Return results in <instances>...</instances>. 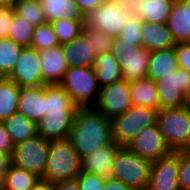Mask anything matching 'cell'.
<instances>
[{
  "instance_id": "cell-1",
  "label": "cell",
  "mask_w": 190,
  "mask_h": 190,
  "mask_svg": "<svg viewBox=\"0 0 190 190\" xmlns=\"http://www.w3.org/2000/svg\"><path fill=\"white\" fill-rule=\"evenodd\" d=\"M81 158L112 142V123L93 107L78 108L68 136Z\"/></svg>"
},
{
  "instance_id": "cell-2",
  "label": "cell",
  "mask_w": 190,
  "mask_h": 190,
  "mask_svg": "<svg viewBox=\"0 0 190 190\" xmlns=\"http://www.w3.org/2000/svg\"><path fill=\"white\" fill-rule=\"evenodd\" d=\"M81 172V157L66 139L50 140L43 179L50 182L74 179Z\"/></svg>"
},
{
  "instance_id": "cell-3",
  "label": "cell",
  "mask_w": 190,
  "mask_h": 190,
  "mask_svg": "<svg viewBox=\"0 0 190 190\" xmlns=\"http://www.w3.org/2000/svg\"><path fill=\"white\" fill-rule=\"evenodd\" d=\"M59 85L78 108L93 107L101 89L94 67H69Z\"/></svg>"
},
{
  "instance_id": "cell-4",
  "label": "cell",
  "mask_w": 190,
  "mask_h": 190,
  "mask_svg": "<svg viewBox=\"0 0 190 190\" xmlns=\"http://www.w3.org/2000/svg\"><path fill=\"white\" fill-rule=\"evenodd\" d=\"M152 162L121 146L113 162V176L133 190H146Z\"/></svg>"
},
{
  "instance_id": "cell-5",
  "label": "cell",
  "mask_w": 190,
  "mask_h": 190,
  "mask_svg": "<svg viewBox=\"0 0 190 190\" xmlns=\"http://www.w3.org/2000/svg\"><path fill=\"white\" fill-rule=\"evenodd\" d=\"M157 110L145 106H132L124 114L114 117L112 123V141L127 146L136 133L144 127L156 123Z\"/></svg>"
},
{
  "instance_id": "cell-6",
  "label": "cell",
  "mask_w": 190,
  "mask_h": 190,
  "mask_svg": "<svg viewBox=\"0 0 190 190\" xmlns=\"http://www.w3.org/2000/svg\"><path fill=\"white\" fill-rule=\"evenodd\" d=\"M156 123L172 151L180 150L186 144L190 134V111L187 105L159 109Z\"/></svg>"
},
{
  "instance_id": "cell-7",
  "label": "cell",
  "mask_w": 190,
  "mask_h": 190,
  "mask_svg": "<svg viewBox=\"0 0 190 190\" xmlns=\"http://www.w3.org/2000/svg\"><path fill=\"white\" fill-rule=\"evenodd\" d=\"M50 140L41 135L14 145L11 155L12 164L42 178L47 167Z\"/></svg>"
},
{
  "instance_id": "cell-8",
  "label": "cell",
  "mask_w": 190,
  "mask_h": 190,
  "mask_svg": "<svg viewBox=\"0 0 190 190\" xmlns=\"http://www.w3.org/2000/svg\"><path fill=\"white\" fill-rule=\"evenodd\" d=\"M111 52L119 59L124 80L132 82L147 78L151 52L142 46L115 40L112 43Z\"/></svg>"
},
{
  "instance_id": "cell-9",
  "label": "cell",
  "mask_w": 190,
  "mask_h": 190,
  "mask_svg": "<svg viewBox=\"0 0 190 190\" xmlns=\"http://www.w3.org/2000/svg\"><path fill=\"white\" fill-rule=\"evenodd\" d=\"M132 106L130 82L121 79L101 87L98 100L93 108L112 120L124 114Z\"/></svg>"
},
{
  "instance_id": "cell-10",
  "label": "cell",
  "mask_w": 190,
  "mask_h": 190,
  "mask_svg": "<svg viewBox=\"0 0 190 190\" xmlns=\"http://www.w3.org/2000/svg\"><path fill=\"white\" fill-rule=\"evenodd\" d=\"M159 109L179 108L186 105L185 95L190 88V71L177 68L171 75L155 81Z\"/></svg>"
},
{
  "instance_id": "cell-11",
  "label": "cell",
  "mask_w": 190,
  "mask_h": 190,
  "mask_svg": "<svg viewBox=\"0 0 190 190\" xmlns=\"http://www.w3.org/2000/svg\"><path fill=\"white\" fill-rule=\"evenodd\" d=\"M126 147L151 162L172 152L157 123L141 129Z\"/></svg>"
},
{
  "instance_id": "cell-12",
  "label": "cell",
  "mask_w": 190,
  "mask_h": 190,
  "mask_svg": "<svg viewBox=\"0 0 190 190\" xmlns=\"http://www.w3.org/2000/svg\"><path fill=\"white\" fill-rule=\"evenodd\" d=\"M127 17L112 0H105L84 16V26L104 31L116 38L122 31Z\"/></svg>"
},
{
  "instance_id": "cell-13",
  "label": "cell",
  "mask_w": 190,
  "mask_h": 190,
  "mask_svg": "<svg viewBox=\"0 0 190 190\" xmlns=\"http://www.w3.org/2000/svg\"><path fill=\"white\" fill-rule=\"evenodd\" d=\"M7 78L19 87L47 85L42 76L39 51L32 47H23L13 71Z\"/></svg>"
},
{
  "instance_id": "cell-14",
  "label": "cell",
  "mask_w": 190,
  "mask_h": 190,
  "mask_svg": "<svg viewBox=\"0 0 190 190\" xmlns=\"http://www.w3.org/2000/svg\"><path fill=\"white\" fill-rule=\"evenodd\" d=\"M178 170L179 150L153 161L146 190H180Z\"/></svg>"
},
{
  "instance_id": "cell-15",
  "label": "cell",
  "mask_w": 190,
  "mask_h": 190,
  "mask_svg": "<svg viewBox=\"0 0 190 190\" xmlns=\"http://www.w3.org/2000/svg\"><path fill=\"white\" fill-rule=\"evenodd\" d=\"M121 146L115 141L81 158V171L112 178L113 162Z\"/></svg>"
},
{
  "instance_id": "cell-16",
  "label": "cell",
  "mask_w": 190,
  "mask_h": 190,
  "mask_svg": "<svg viewBox=\"0 0 190 190\" xmlns=\"http://www.w3.org/2000/svg\"><path fill=\"white\" fill-rule=\"evenodd\" d=\"M76 111L49 112L37 122L38 135L48 140L68 138Z\"/></svg>"
},
{
  "instance_id": "cell-17",
  "label": "cell",
  "mask_w": 190,
  "mask_h": 190,
  "mask_svg": "<svg viewBox=\"0 0 190 190\" xmlns=\"http://www.w3.org/2000/svg\"><path fill=\"white\" fill-rule=\"evenodd\" d=\"M17 112L36 123L46 116V85L20 87Z\"/></svg>"
},
{
  "instance_id": "cell-18",
  "label": "cell",
  "mask_w": 190,
  "mask_h": 190,
  "mask_svg": "<svg viewBox=\"0 0 190 190\" xmlns=\"http://www.w3.org/2000/svg\"><path fill=\"white\" fill-rule=\"evenodd\" d=\"M63 54L69 67H94L95 49L88 36L82 32L72 41L62 45Z\"/></svg>"
},
{
  "instance_id": "cell-19",
  "label": "cell",
  "mask_w": 190,
  "mask_h": 190,
  "mask_svg": "<svg viewBox=\"0 0 190 190\" xmlns=\"http://www.w3.org/2000/svg\"><path fill=\"white\" fill-rule=\"evenodd\" d=\"M41 71L47 85L59 84L69 68L63 54L62 45L39 51Z\"/></svg>"
},
{
  "instance_id": "cell-20",
  "label": "cell",
  "mask_w": 190,
  "mask_h": 190,
  "mask_svg": "<svg viewBox=\"0 0 190 190\" xmlns=\"http://www.w3.org/2000/svg\"><path fill=\"white\" fill-rule=\"evenodd\" d=\"M166 24L175 43L190 42V3L175 0Z\"/></svg>"
},
{
  "instance_id": "cell-21",
  "label": "cell",
  "mask_w": 190,
  "mask_h": 190,
  "mask_svg": "<svg viewBox=\"0 0 190 190\" xmlns=\"http://www.w3.org/2000/svg\"><path fill=\"white\" fill-rule=\"evenodd\" d=\"M141 46L149 52L169 49L176 45L166 23L143 22Z\"/></svg>"
},
{
  "instance_id": "cell-22",
  "label": "cell",
  "mask_w": 190,
  "mask_h": 190,
  "mask_svg": "<svg viewBox=\"0 0 190 190\" xmlns=\"http://www.w3.org/2000/svg\"><path fill=\"white\" fill-rule=\"evenodd\" d=\"M178 68L174 47L156 50L150 53L147 77L153 81L171 75Z\"/></svg>"
},
{
  "instance_id": "cell-23",
  "label": "cell",
  "mask_w": 190,
  "mask_h": 190,
  "mask_svg": "<svg viewBox=\"0 0 190 190\" xmlns=\"http://www.w3.org/2000/svg\"><path fill=\"white\" fill-rule=\"evenodd\" d=\"M47 22L61 18L71 21H84V15L75 5L74 0H39Z\"/></svg>"
},
{
  "instance_id": "cell-24",
  "label": "cell",
  "mask_w": 190,
  "mask_h": 190,
  "mask_svg": "<svg viewBox=\"0 0 190 190\" xmlns=\"http://www.w3.org/2000/svg\"><path fill=\"white\" fill-rule=\"evenodd\" d=\"M130 94L134 106H145L159 110V97L155 81L143 78L130 82Z\"/></svg>"
},
{
  "instance_id": "cell-25",
  "label": "cell",
  "mask_w": 190,
  "mask_h": 190,
  "mask_svg": "<svg viewBox=\"0 0 190 190\" xmlns=\"http://www.w3.org/2000/svg\"><path fill=\"white\" fill-rule=\"evenodd\" d=\"M175 0H141L138 2L137 16L142 22L166 23Z\"/></svg>"
},
{
  "instance_id": "cell-26",
  "label": "cell",
  "mask_w": 190,
  "mask_h": 190,
  "mask_svg": "<svg viewBox=\"0 0 190 190\" xmlns=\"http://www.w3.org/2000/svg\"><path fill=\"white\" fill-rule=\"evenodd\" d=\"M94 70L100 87L123 79L119 59L112 52L97 55Z\"/></svg>"
},
{
  "instance_id": "cell-27",
  "label": "cell",
  "mask_w": 190,
  "mask_h": 190,
  "mask_svg": "<svg viewBox=\"0 0 190 190\" xmlns=\"http://www.w3.org/2000/svg\"><path fill=\"white\" fill-rule=\"evenodd\" d=\"M3 124L14 145L38 134L37 123L18 112L6 118Z\"/></svg>"
},
{
  "instance_id": "cell-28",
  "label": "cell",
  "mask_w": 190,
  "mask_h": 190,
  "mask_svg": "<svg viewBox=\"0 0 190 190\" xmlns=\"http://www.w3.org/2000/svg\"><path fill=\"white\" fill-rule=\"evenodd\" d=\"M40 177L13 164L3 176V190H30Z\"/></svg>"
},
{
  "instance_id": "cell-29",
  "label": "cell",
  "mask_w": 190,
  "mask_h": 190,
  "mask_svg": "<svg viewBox=\"0 0 190 190\" xmlns=\"http://www.w3.org/2000/svg\"><path fill=\"white\" fill-rule=\"evenodd\" d=\"M20 87L5 77L0 83V122L17 112Z\"/></svg>"
},
{
  "instance_id": "cell-30",
  "label": "cell",
  "mask_w": 190,
  "mask_h": 190,
  "mask_svg": "<svg viewBox=\"0 0 190 190\" xmlns=\"http://www.w3.org/2000/svg\"><path fill=\"white\" fill-rule=\"evenodd\" d=\"M70 96L59 84L46 85V112H62V110H77Z\"/></svg>"
},
{
  "instance_id": "cell-31",
  "label": "cell",
  "mask_w": 190,
  "mask_h": 190,
  "mask_svg": "<svg viewBox=\"0 0 190 190\" xmlns=\"http://www.w3.org/2000/svg\"><path fill=\"white\" fill-rule=\"evenodd\" d=\"M22 48L7 37L0 38V72L5 77H8L13 71Z\"/></svg>"
},
{
  "instance_id": "cell-32",
  "label": "cell",
  "mask_w": 190,
  "mask_h": 190,
  "mask_svg": "<svg viewBox=\"0 0 190 190\" xmlns=\"http://www.w3.org/2000/svg\"><path fill=\"white\" fill-rule=\"evenodd\" d=\"M13 8L16 15L35 27L47 22L39 0H19Z\"/></svg>"
},
{
  "instance_id": "cell-33",
  "label": "cell",
  "mask_w": 190,
  "mask_h": 190,
  "mask_svg": "<svg viewBox=\"0 0 190 190\" xmlns=\"http://www.w3.org/2000/svg\"><path fill=\"white\" fill-rule=\"evenodd\" d=\"M35 26L14 14L7 38L22 47H30Z\"/></svg>"
},
{
  "instance_id": "cell-34",
  "label": "cell",
  "mask_w": 190,
  "mask_h": 190,
  "mask_svg": "<svg viewBox=\"0 0 190 190\" xmlns=\"http://www.w3.org/2000/svg\"><path fill=\"white\" fill-rule=\"evenodd\" d=\"M51 24L60 45L68 43L78 37L83 32L84 28V21H71L64 17L51 22Z\"/></svg>"
},
{
  "instance_id": "cell-35",
  "label": "cell",
  "mask_w": 190,
  "mask_h": 190,
  "mask_svg": "<svg viewBox=\"0 0 190 190\" xmlns=\"http://www.w3.org/2000/svg\"><path fill=\"white\" fill-rule=\"evenodd\" d=\"M59 45L60 42L50 22L35 27L30 47L40 51Z\"/></svg>"
},
{
  "instance_id": "cell-36",
  "label": "cell",
  "mask_w": 190,
  "mask_h": 190,
  "mask_svg": "<svg viewBox=\"0 0 190 190\" xmlns=\"http://www.w3.org/2000/svg\"><path fill=\"white\" fill-rule=\"evenodd\" d=\"M142 23V20L138 16H128L126 22L123 25L122 31L114 40L116 42H128L137 46H141Z\"/></svg>"
},
{
  "instance_id": "cell-37",
  "label": "cell",
  "mask_w": 190,
  "mask_h": 190,
  "mask_svg": "<svg viewBox=\"0 0 190 190\" xmlns=\"http://www.w3.org/2000/svg\"><path fill=\"white\" fill-rule=\"evenodd\" d=\"M83 32L88 36L96 55L111 52L114 37L106 34L104 31L84 26Z\"/></svg>"
},
{
  "instance_id": "cell-38",
  "label": "cell",
  "mask_w": 190,
  "mask_h": 190,
  "mask_svg": "<svg viewBox=\"0 0 190 190\" xmlns=\"http://www.w3.org/2000/svg\"><path fill=\"white\" fill-rule=\"evenodd\" d=\"M178 181L180 190H190V153L180 150Z\"/></svg>"
},
{
  "instance_id": "cell-39",
  "label": "cell",
  "mask_w": 190,
  "mask_h": 190,
  "mask_svg": "<svg viewBox=\"0 0 190 190\" xmlns=\"http://www.w3.org/2000/svg\"><path fill=\"white\" fill-rule=\"evenodd\" d=\"M76 179L80 190H104L106 178L99 175L81 171Z\"/></svg>"
},
{
  "instance_id": "cell-40",
  "label": "cell",
  "mask_w": 190,
  "mask_h": 190,
  "mask_svg": "<svg viewBox=\"0 0 190 190\" xmlns=\"http://www.w3.org/2000/svg\"><path fill=\"white\" fill-rule=\"evenodd\" d=\"M178 68L190 71V42L176 43L174 46Z\"/></svg>"
},
{
  "instance_id": "cell-41",
  "label": "cell",
  "mask_w": 190,
  "mask_h": 190,
  "mask_svg": "<svg viewBox=\"0 0 190 190\" xmlns=\"http://www.w3.org/2000/svg\"><path fill=\"white\" fill-rule=\"evenodd\" d=\"M15 14L12 6H0V38H6Z\"/></svg>"
},
{
  "instance_id": "cell-42",
  "label": "cell",
  "mask_w": 190,
  "mask_h": 190,
  "mask_svg": "<svg viewBox=\"0 0 190 190\" xmlns=\"http://www.w3.org/2000/svg\"><path fill=\"white\" fill-rule=\"evenodd\" d=\"M118 9L122 10V13L126 16H137L138 2L141 0H112Z\"/></svg>"
},
{
  "instance_id": "cell-43",
  "label": "cell",
  "mask_w": 190,
  "mask_h": 190,
  "mask_svg": "<svg viewBox=\"0 0 190 190\" xmlns=\"http://www.w3.org/2000/svg\"><path fill=\"white\" fill-rule=\"evenodd\" d=\"M14 144L11 137L5 129L3 122H0V152L12 153Z\"/></svg>"
},
{
  "instance_id": "cell-44",
  "label": "cell",
  "mask_w": 190,
  "mask_h": 190,
  "mask_svg": "<svg viewBox=\"0 0 190 190\" xmlns=\"http://www.w3.org/2000/svg\"><path fill=\"white\" fill-rule=\"evenodd\" d=\"M104 1L105 0H74L76 7L80 9L84 16L95 10Z\"/></svg>"
},
{
  "instance_id": "cell-45",
  "label": "cell",
  "mask_w": 190,
  "mask_h": 190,
  "mask_svg": "<svg viewBox=\"0 0 190 190\" xmlns=\"http://www.w3.org/2000/svg\"><path fill=\"white\" fill-rule=\"evenodd\" d=\"M55 190H80L78 180L74 179H67L54 182Z\"/></svg>"
},
{
  "instance_id": "cell-46",
  "label": "cell",
  "mask_w": 190,
  "mask_h": 190,
  "mask_svg": "<svg viewBox=\"0 0 190 190\" xmlns=\"http://www.w3.org/2000/svg\"><path fill=\"white\" fill-rule=\"evenodd\" d=\"M104 190H133V189L115 178H108L105 181Z\"/></svg>"
},
{
  "instance_id": "cell-47",
  "label": "cell",
  "mask_w": 190,
  "mask_h": 190,
  "mask_svg": "<svg viewBox=\"0 0 190 190\" xmlns=\"http://www.w3.org/2000/svg\"><path fill=\"white\" fill-rule=\"evenodd\" d=\"M30 190H55L54 182L39 178Z\"/></svg>"
},
{
  "instance_id": "cell-48",
  "label": "cell",
  "mask_w": 190,
  "mask_h": 190,
  "mask_svg": "<svg viewBox=\"0 0 190 190\" xmlns=\"http://www.w3.org/2000/svg\"><path fill=\"white\" fill-rule=\"evenodd\" d=\"M12 153L0 152V168H9L12 165Z\"/></svg>"
},
{
  "instance_id": "cell-49",
  "label": "cell",
  "mask_w": 190,
  "mask_h": 190,
  "mask_svg": "<svg viewBox=\"0 0 190 190\" xmlns=\"http://www.w3.org/2000/svg\"><path fill=\"white\" fill-rule=\"evenodd\" d=\"M19 0H0V6H14Z\"/></svg>"
},
{
  "instance_id": "cell-50",
  "label": "cell",
  "mask_w": 190,
  "mask_h": 190,
  "mask_svg": "<svg viewBox=\"0 0 190 190\" xmlns=\"http://www.w3.org/2000/svg\"><path fill=\"white\" fill-rule=\"evenodd\" d=\"M180 151H185V152L190 153V134H189L186 144L180 149Z\"/></svg>"
},
{
  "instance_id": "cell-51",
  "label": "cell",
  "mask_w": 190,
  "mask_h": 190,
  "mask_svg": "<svg viewBox=\"0 0 190 190\" xmlns=\"http://www.w3.org/2000/svg\"><path fill=\"white\" fill-rule=\"evenodd\" d=\"M8 170V168H0V189H2L3 186V176L5 172Z\"/></svg>"
},
{
  "instance_id": "cell-52",
  "label": "cell",
  "mask_w": 190,
  "mask_h": 190,
  "mask_svg": "<svg viewBox=\"0 0 190 190\" xmlns=\"http://www.w3.org/2000/svg\"><path fill=\"white\" fill-rule=\"evenodd\" d=\"M185 99H186V101H190V88H189L188 92L185 95Z\"/></svg>"
},
{
  "instance_id": "cell-53",
  "label": "cell",
  "mask_w": 190,
  "mask_h": 190,
  "mask_svg": "<svg viewBox=\"0 0 190 190\" xmlns=\"http://www.w3.org/2000/svg\"><path fill=\"white\" fill-rule=\"evenodd\" d=\"M4 78L5 76L0 72V83L3 81Z\"/></svg>"
},
{
  "instance_id": "cell-54",
  "label": "cell",
  "mask_w": 190,
  "mask_h": 190,
  "mask_svg": "<svg viewBox=\"0 0 190 190\" xmlns=\"http://www.w3.org/2000/svg\"><path fill=\"white\" fill-rule=\"evenodd\" d=\"M186 105H187V107H188V109L190 111V101H186Z\"/></svg>"
}]
</instances>
